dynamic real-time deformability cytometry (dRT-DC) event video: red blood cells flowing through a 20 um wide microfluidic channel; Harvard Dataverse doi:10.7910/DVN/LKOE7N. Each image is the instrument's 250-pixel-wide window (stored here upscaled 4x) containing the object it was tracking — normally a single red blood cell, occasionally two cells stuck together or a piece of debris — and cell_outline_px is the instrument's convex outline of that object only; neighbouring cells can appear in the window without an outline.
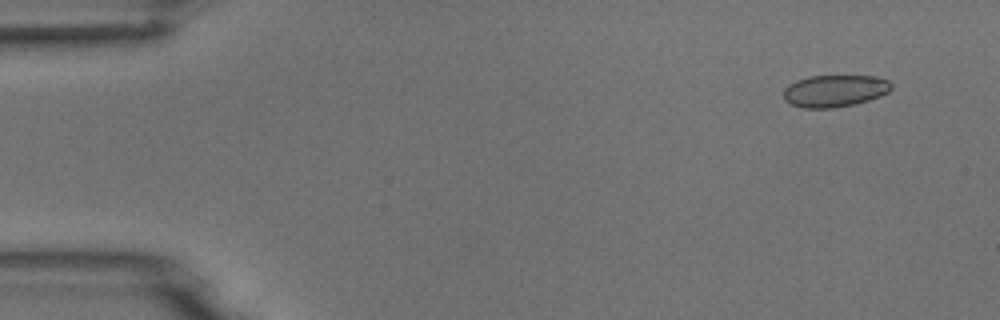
{"species": "common noctule bat (a hibernating species)", "species_latin": "Nyctalus noctula", "temperature_condition": "room temperature", "stored_images_in_passage": 5, "camera_frame_rate_fps": 3000, "um_per_image_px": 0.085, "animal": {"sex": "male", "body_mass_g": 18.8}, "frame": {"image": 1, "passage_image": 1, "time_ms": 0.0, "image_size_px": [1000, 320], "cell_outline_px": [[892, 88], [888, 92], [880, 96], [868, 100], [852, 104], [832, 108], [804, 108], [792, 104], [784, 100], [784, 88], [788, 84], [796, 80], [808, 76], [876, 76], [888, 80], [892, 84]], "centroid_in_image_um": [70.94, 7.71], "position_along_channel_um": 14.1, "area_um2": 20.11}}
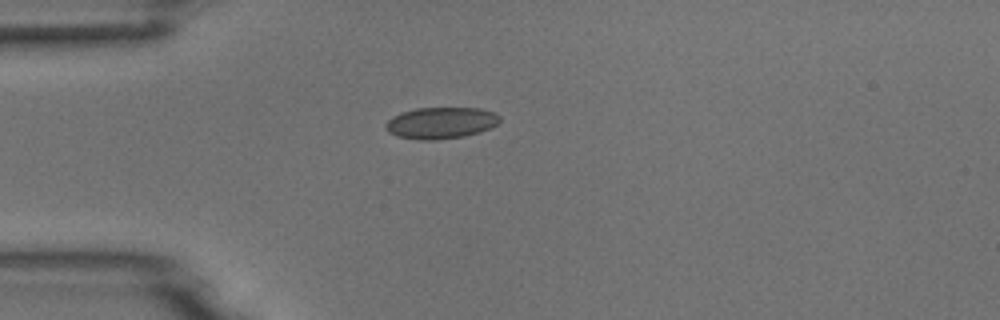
{"frame": {"image": 2, "passage_image": 4, "time_ms": 3.333, "image_size_px": [1000, 320], "cell_outline_px": [[500, 120], [492, 128], [480, 132], [464, 136], [432, 140], [420, 140], [396, 136], [388, 132], [384, 128], [384, 124], [392, 116], [400, 112], [416, 108], [480, 108], [492, 112], [500, 116]], "centroid_in_image_um": [37.44, 10.45], "position_along_channel_um": 47.6, "area_um2": 21.1}}